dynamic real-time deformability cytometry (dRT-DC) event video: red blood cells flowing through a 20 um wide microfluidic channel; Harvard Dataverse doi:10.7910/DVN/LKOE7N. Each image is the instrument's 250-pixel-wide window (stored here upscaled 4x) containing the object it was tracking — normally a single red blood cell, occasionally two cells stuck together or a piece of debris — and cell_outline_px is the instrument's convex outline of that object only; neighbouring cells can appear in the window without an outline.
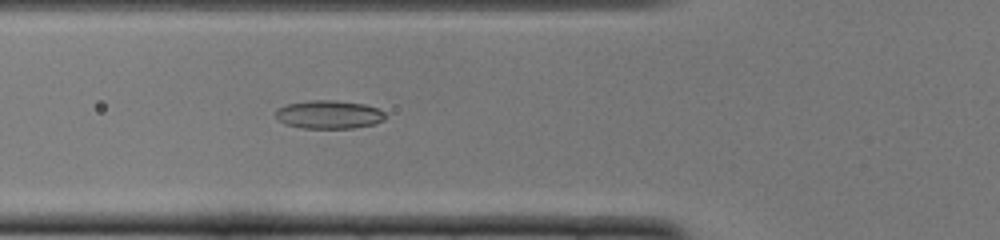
{"species": "common noctule bat (a hibernating species)", "species_latin": "Nyctalus noctula", "temperature_condition": "cold", "stored_images_in_passage": 51, "camera_frame_rate_fps": 3000, "um_per_image_px": 0.085, "animal": {"sex": "female", "body_mass_g": 22.0, "forearm_length_mm": 56.7}, "frame": {"image": 1, "passage_image": 18, "time_ms": 5.667, "image_size_px": [1000, 240], "cell_outline_px": [[388, 116], [384, 120], [376, 124], [352, 128], [300, 128], [284, 124], [276, 116], [276, 108], [288, 104], [312, 100], [336, 100], [364, 104], [376, 108], [384, 112]], "centroid_in_image_um": [27.98, 9.74], "position_along_channel_um": 97.8, "area_um2": 18.21}}
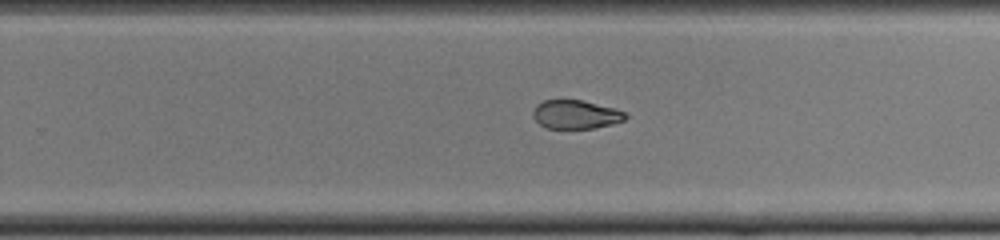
{"frame": {"image": 2, "passage_image": 32, "time_ms": 10.333, "image_size_px": [1000, 240], "cell_outline_px": [[628, 116], [624, 120], [612, 124], [592, 128], [548, 128], [540, 124], [532, 116], [532, 112], [536, 104], [544, 100], [584, 100], [616, 108], [624, 112]], "centroid_in_image_um": [48.94, 9.71], "position_along_channel_um": 280.9, "area_um2": 15.49}}
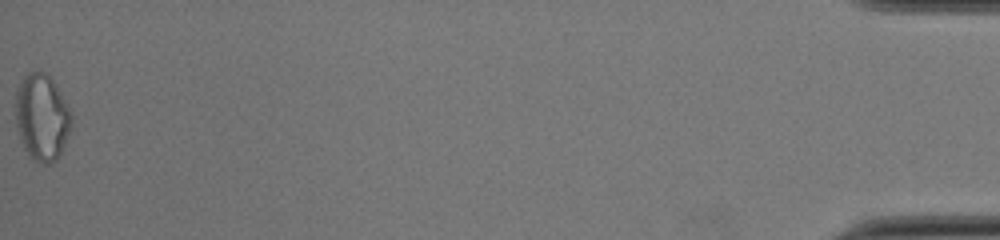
{"frame": {"image": 3, "passage_image": 51, "time_ms": 16.667, "image_size_px": [1000, 240], "cell_outline_px": [[72, 124], [60, 152], [56, 160], [48, 164], [44, 164], [32, 160], [28, 156], [24, 148], [16, 124], [12, 104], [16, 88], [20, 80], [28, 72], [48, 72], [56, 84], [72, 116]], "centroid_in_image_um": [3.5, 9.93], "position_along_channel_um": 431.7, "area_um2": 28.67}, "authors_computed_cell_mechanics": {"area_um2": 18.1492, "velocity_mm_per_s": 3.935, "shape_relaxation_time_tau1_ms": null, "shape_relaxation_time_tau2_ms": 2.2024, "deformation_change_tau1": null, "deformation_change_tau2": 0.072}}